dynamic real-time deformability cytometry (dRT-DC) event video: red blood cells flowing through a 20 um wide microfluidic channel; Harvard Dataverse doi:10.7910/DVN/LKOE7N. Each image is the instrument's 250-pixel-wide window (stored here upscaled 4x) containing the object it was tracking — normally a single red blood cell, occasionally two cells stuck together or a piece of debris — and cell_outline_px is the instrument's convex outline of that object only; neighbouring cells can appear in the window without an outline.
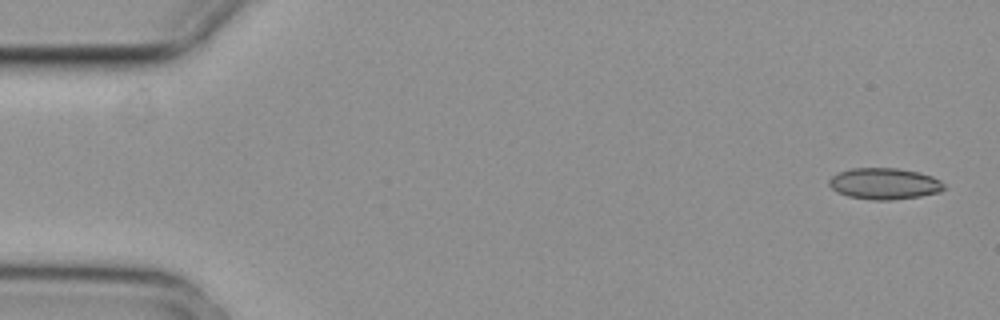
{"species": "common noctule bat (a hibernating species)", "species_latin": "Nyctalus noctula", "temperature_condition": "cold", "stored_images_in_passage": 4, "camera_frame_rate_fps": 3000, "um_per_image_px": 0.085, "animal": {"sex": "female", "body_mass_g": 29.2, "forearm_length_mm": 56.3}, "frame": {"image": 1, "passage_image": 1, "time_ms": 0.0, "image_size_px": [1000, 320], "cell_outline_px": [[944, 188], [940, 192], [920, 196], [892, 200], [872, 200], [848, 196], [836, 192], [828, 184], [828, 180], [832, 176], [840, 172], [852, 168], [900, 168], [920, 172], [932, 176], [940, 180], [944, 184]], "centroid_in_image_um": [75.17, 15.61], "position_along_channel_um": 9.8, "area_um2": 21.1}}
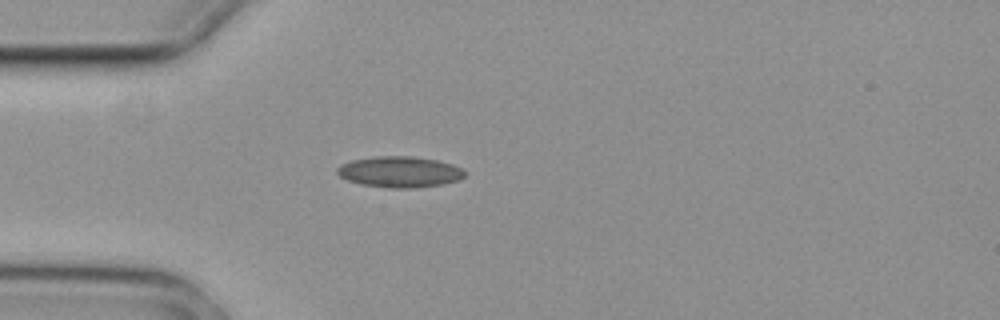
{"frame": {"image": 2, "passage_image": 4, "time_ms": 1.0, "image_size_px": [1000, 320], "cell_outline_px": [[468, 172], [460, 180], [440, 184], [412, 188], [388, 188], [360, 184], [348, 180], [340, 176], [336, 172], [336, 168], [340, 164], [352, 160], [376, 156], [412, 156], [436, 160], [452, 164], [464, 168]], "centroid_in_image_um": [33.99, 14.6], "position_along_channel_um": 51.0, "area_um2": 23.18}}